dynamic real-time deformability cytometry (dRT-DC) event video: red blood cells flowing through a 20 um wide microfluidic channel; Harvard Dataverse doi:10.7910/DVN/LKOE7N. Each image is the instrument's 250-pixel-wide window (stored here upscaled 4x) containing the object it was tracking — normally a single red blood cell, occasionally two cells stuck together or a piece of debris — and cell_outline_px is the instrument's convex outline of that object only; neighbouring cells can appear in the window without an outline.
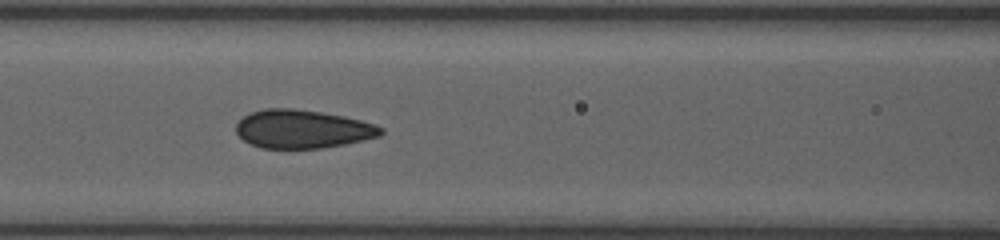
{"species": "human", "species_latin": "Homo sapiens", "temperature_condition": "room temperature", "stored_images_in_passage": 17, "camera_frame_rate_fps": 3000, "um_per_image_px": 0.085, "donor": {"sex": "female"}, "frame": {"image": 1, "passage_image": 15, "time_ms": 8.0, "image_size_px": [1000, 240], "cell_outline_px": [[384, 132], [380, 136], [364, 140], [344, 144], [320, 148], [260, 148], [244, 140], [236, 132], [236, 124], [244, 116], [252, 112], [264, 108], [296, 108], [344, 116], [360, 120], [384, 128]], "centroid_in_image_um": [25.71, 10.96], "position_along_channel_um": 140.9, "area_um2": 32.31}}
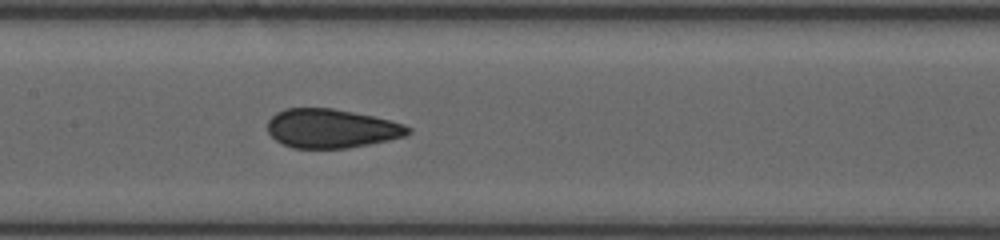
{"frame": {"image": 2, "passage_image": 17, "time_ms": 9.0, "image_size_px": [1000, 240], "cell_outline_px": [[412, 132], [404, 136], [388, 140], [348, 148], [292, 148], [276, 140], [268, 132], [268, 120], [276, 112], [284, 108], [332, 108], [372, 116], [404, 124], [412, 128]], "centroid_in_image_um": [28.16, 10.92], "position_along_channel_um": 179.2, "area_um2": 31.79}}